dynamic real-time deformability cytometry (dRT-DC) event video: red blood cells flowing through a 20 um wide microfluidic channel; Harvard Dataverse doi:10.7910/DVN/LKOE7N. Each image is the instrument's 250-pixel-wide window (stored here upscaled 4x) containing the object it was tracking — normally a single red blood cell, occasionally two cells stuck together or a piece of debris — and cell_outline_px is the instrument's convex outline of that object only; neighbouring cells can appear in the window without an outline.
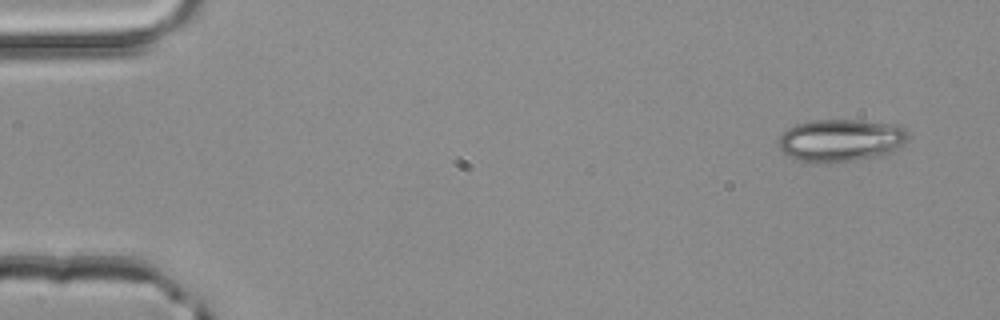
{"species": "common noctule bat (a hibernating species)", "species_latin": "Nyctalus noctula", "temperature_condition": "room temperature", "stored_images_in_passage": 4, "segment_of_instrument_passage": [1, 2], "camera_frame_rate_fps": 3000, "um_per_image_px": 0.085, "animal": {"sex": "male", "body_mass_g": 20.4}, "frame": {"image": 1, "passage_image": 1, "time_ms": 0.0, "image_size_px": [1000, 320], "cell_outline_px": [[908, 140], [900, 148], [884, 156], [852, 160], [800, 160], [788, 156], [780, 152], [780, 136], [788, 128], [796, 124], [816, 120], [860, 120], [896, 124], [904, 128], [908, 132]], "centroid_in_image_um": [71.55, 11.89], "position_along_channel_um": 13.5, "area_um2": 31.67}}